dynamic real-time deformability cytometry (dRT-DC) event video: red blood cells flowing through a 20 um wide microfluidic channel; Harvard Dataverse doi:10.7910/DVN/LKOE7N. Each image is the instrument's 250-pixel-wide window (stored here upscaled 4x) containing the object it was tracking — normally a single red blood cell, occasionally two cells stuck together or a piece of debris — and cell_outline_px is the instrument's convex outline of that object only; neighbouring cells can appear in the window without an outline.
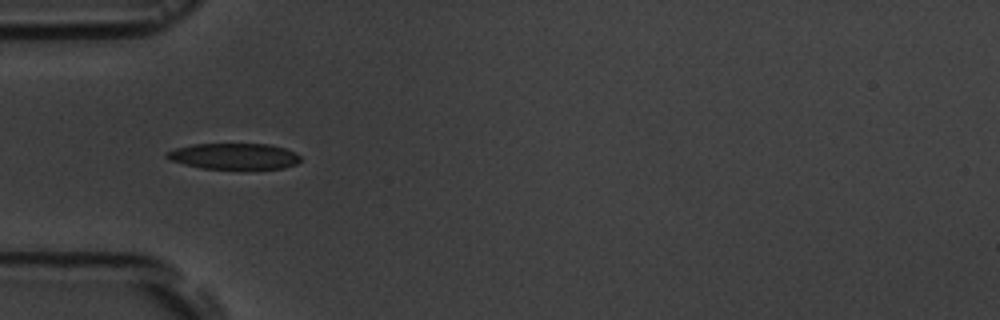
{"species": "common noctule bat (a hibernating species)", "species_latin": "Nyctalus noctula", "temperature_condition": "room temperature", "stored_images_in_passage": 6, "camera_frame_rate_fps": 3000, "um_per_image_px": 0.085, "animal": {"sex": "male", "body_mass_g": 19.5, "forearm_length_mm": 54.6}, "frame": {"image": 1, "passage_image": 5, "time_ms": 5.333, "image_size_px": [1000, 320], "cell_outline_px": [[300, 160], [296, 164], [284, 168], [204, 168], [184, 164], [168, 160], [164, 156], [164, 152], [176, 148], [192, 144], [268, 144], [284, 148], [296, 152], [300, 156]], "centroid_in_image_um": [19.86, 13.27], "position_along_channel_um": 65.1, "area_um2": 20.17}}
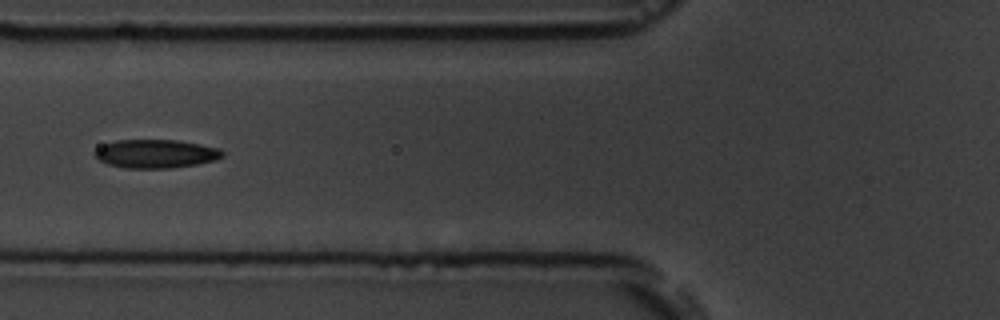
{"frame": {"image": 2, "passage_image": 6, "time_ms": 6.667, "image_size_px": [1000, 320], "cell_outline_px": [[224, 156], [216, 160], [196, 164], [168, 168], [128, 168], [108, 164], [100, 160], [92, 152], [96, 148], [104, 144], [116, 140], [176, 140], [200, 144], [220, 148], [224, 152]], "centroid_in_image_um": [13.25, 13.06], "position_along_channel_um": 112.5, "area_um2": 21.21}}